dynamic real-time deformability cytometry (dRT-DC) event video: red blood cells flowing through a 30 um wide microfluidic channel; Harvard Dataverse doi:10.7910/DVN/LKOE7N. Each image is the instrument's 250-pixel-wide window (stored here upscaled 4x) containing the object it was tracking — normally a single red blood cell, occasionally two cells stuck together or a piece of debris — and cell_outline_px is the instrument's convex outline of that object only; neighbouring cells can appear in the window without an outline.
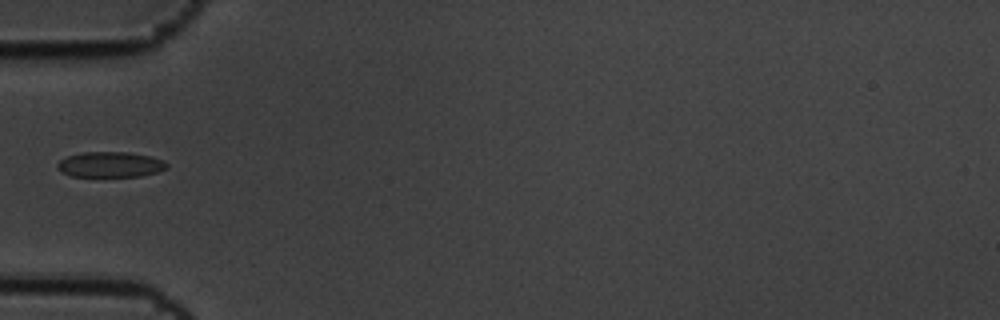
{"species": "common noctule bat (a hibernating species)", "species_latin": "Nyctalus noctula", "temperature_condition": "cold", "stored_images_in_passage": 11, "camera_frame_rate_fps": 3000, "um_per_image_px": 0.085, "animal": {"sex": "male", "body_mass_g": 19.5, "forearm_length_mm": 54.6}, "frame": {"image": 1, "passage_image": 1, "time_ms": 0.0, "image_size_px": [1000, 320], "cell_outline_px": [[168, 168], [156, 172], [140, 176], [72, 176], [56, 168], [56, 164], [60, 160], [68, 156], [84, 152], [128, 152], [148, 156], [164, 160], [168, 164]], "centroid_in_image_um": [9.38, 13.98], "position_along_channel_um": 75.6, "area_um2": 16.07}}
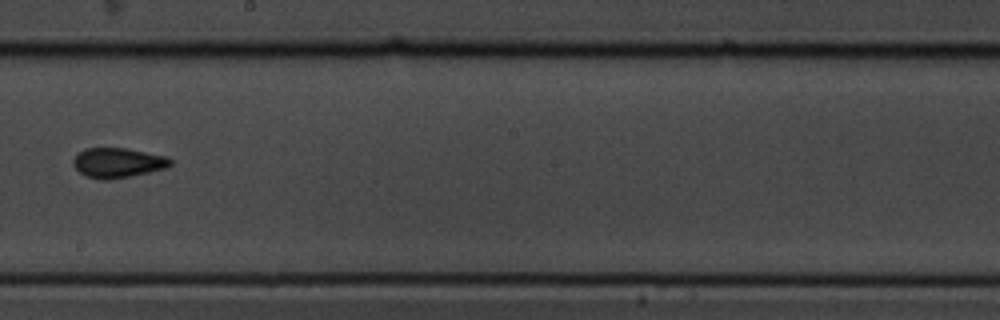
{"frame": {"image": 2, "passage_image": 5, "time_ms": 1.333, "image_size_px": [1000, 320], "cell_outline_px": [[172, 164], [168, 168], [108, 180], [104, 180], [84, 176], [72, 164], [72, 160], [84, 148], [124, 148], [168, 156], [172, 160]], "centroid_in_image_um": [10.02, 13.83], "position_along_channel_um": 238.2, "area_um2": 16.88}}
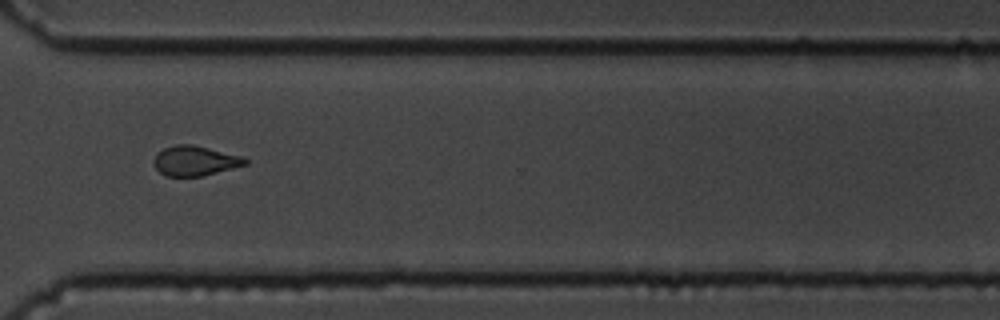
{"frame": {"image": 3, "passage_image": 8, "time_ms": 2.333, "image_size_px": [1000, 320], "cell_outline_px": [[248, 164], [204, 176], [164, 176], [156, 168], [152, 160], [156, 152], [164, 148], [176, 144], [192, 144], [244, 156], [248, 160]], "centroid_in_image_um": [16.57, 13.66], "position_along_channel_um": 354.0, "area_um2": 16.18}}